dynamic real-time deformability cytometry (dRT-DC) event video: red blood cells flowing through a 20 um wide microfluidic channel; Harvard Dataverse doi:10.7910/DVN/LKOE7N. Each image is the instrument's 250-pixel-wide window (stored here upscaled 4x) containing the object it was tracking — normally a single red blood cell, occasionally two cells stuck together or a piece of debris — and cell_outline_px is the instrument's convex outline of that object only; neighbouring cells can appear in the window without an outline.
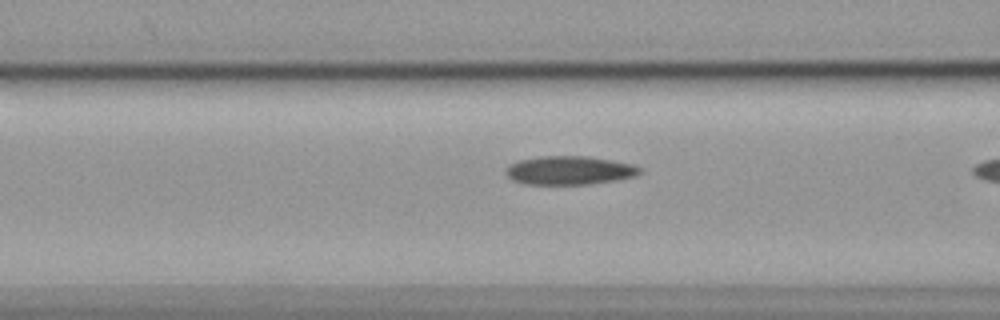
{"species": "common noctule bat (a hibernating species)", "species_latin": "Nyctalus noctula", "temperature_condition": "cold", "stored_images_in_passage": 7, "camera_frame_rate_fps": 3000, "um_per_image_px": 0.085, "animal": {"sex": "female", "body_mass_g": 19.9}, "frame": {"image": 1, "passage_image": 6, "time_ms": 1.667, "image_size_px": [1000, 320], "cell_outline_px": [[644, 172], [636, 176], [616, 180], [588, 184], [524, 184], [512, 180], [504, 172], [512, 164], [520, 160], [540, 156], [588, 156], [612, 160], [632, 164], [644, 168]], "centroid_in_image_um": [48.47, 14.48], "position_along_channel_um": 118.1, "area_um2": 22.43}}